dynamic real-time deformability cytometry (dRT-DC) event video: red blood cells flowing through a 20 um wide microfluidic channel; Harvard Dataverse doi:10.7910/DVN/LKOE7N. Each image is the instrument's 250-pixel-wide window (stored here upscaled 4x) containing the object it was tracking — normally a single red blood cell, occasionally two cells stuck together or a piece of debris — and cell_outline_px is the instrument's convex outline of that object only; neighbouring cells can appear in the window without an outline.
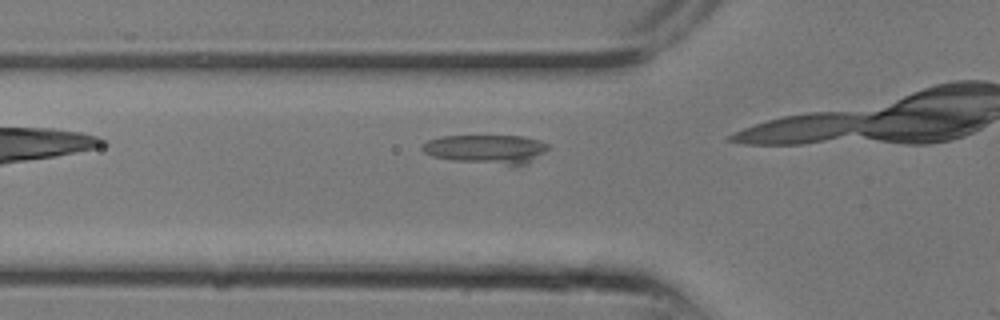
{"species": "common noctule bat (a hibernating species)", "species_latin": "Nyctalus noctula", "temperature_condition": "room temperature", "stored_images_in_passage": 7, "camera_frame_rate_fps": 3000, "um_per_image_px": 0.085, "animal": {"sex": "male", "body_mass_g": 13.3}, "frame": {"image": 1, "passage_image": 2, "time_ms": 0.333, "image_size_px": [1000, 320], "cell_outline_px": [[548, 148], [544, 152], [532, 160], [524, 164], [508, 164], [452, 160], [432, 156], [424, 152], [420, 148], [428, 140], [440, 136], [524, 136], [540, 140], [548, 144]], "centroid_in_image_um": [41.31, 12.65], "position_along_channel_um": 84.5, "area_um2": 20.81}}